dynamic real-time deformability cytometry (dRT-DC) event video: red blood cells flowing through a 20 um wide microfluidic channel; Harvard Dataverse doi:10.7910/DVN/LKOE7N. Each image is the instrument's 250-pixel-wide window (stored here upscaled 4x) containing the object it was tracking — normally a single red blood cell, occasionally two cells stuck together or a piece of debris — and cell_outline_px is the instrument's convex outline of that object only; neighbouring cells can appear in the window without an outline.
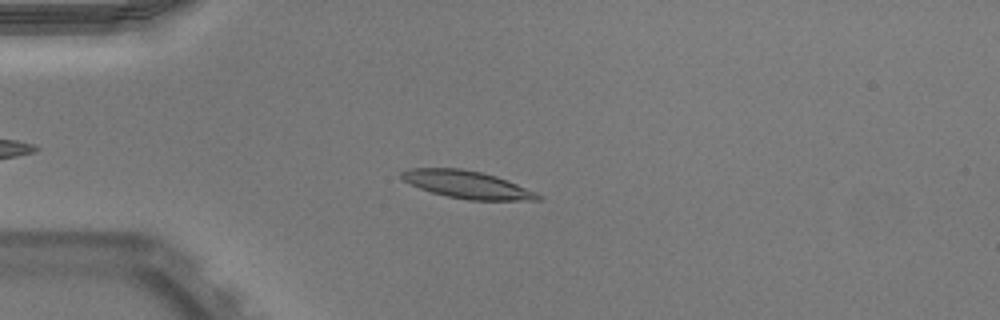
{"species": "Egyptian fruit bat (a non-hibernating species)", "species_latin": "Rousettus aegyptiacus", "temperature_condition": "warm", "stored_images_in_passage": 32, "camera_frame_rate_fps": 3000, "um_per_image_px": 0.085, "animal": {"sex": "male"}, "frame": {"image": 1, "passage_image": 1, "time_ms": 0.0, "image_size_px": [1000, 320], "cell_outline_px": [[544, 200], [468, 200], [448, 196], [432, 192], [420, 188], [404, 180], [400, 176], [400, 172], [412, 168], [460, 168], [480, 172], [496, 176], [536, 192], [544, 196]], "centroid_in_image_um": [39.74, 15.69], "position_along_channel_um": 45.3, "area_um2": 21.68}}
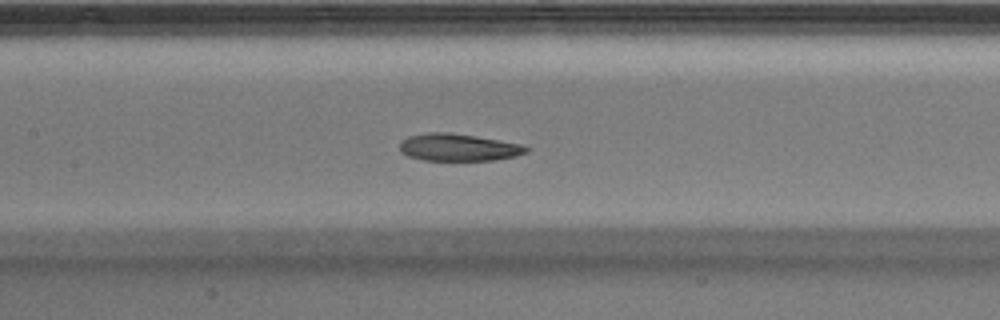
{"frame": {"image": 2, "passage_image": 12, "time_ms": 3.667, "image_size_px": [1000, 320], "cell_outline_px": [[528, 152], [516, 156], [496, 160], [424, 160], [408, 156], [400, 152], [400, 140], [408, 136], [428, 132], [448, 132], [476, 136], [520, 144], [528, 148]], "centroid_in_image_um": [38.93, 12.52], "position_along_channel_um": 168.5, "area_um2": 20.11}}
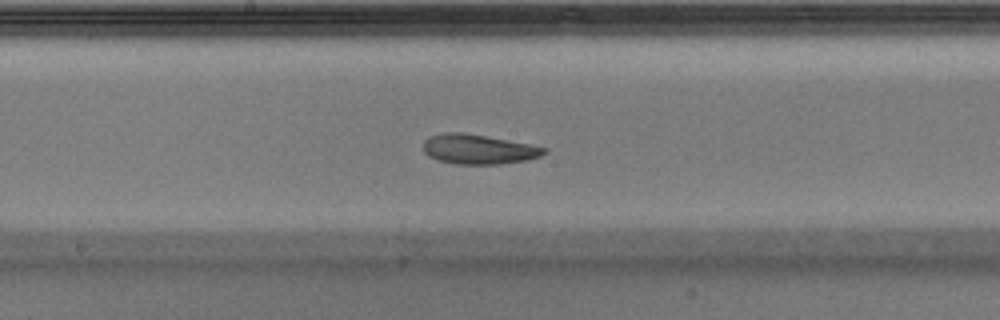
{"frame": {"image": 3, "passage_image": 15, "time_ms": 4.667, "image_size_px": [1000, 320], "cell_outline_px": [[548, 152], [540, 156], [528, 160], [500, 164], [456, 164], [436, 160], [428, 156], [424, 152], [424, 140], [428, 136], [444, 132], [464, 132], [528, 144], [548, 148]], "centroid_in_image_um": [40.65, 12.69], "position_along_channel_um": 207.6, "area_um2": 21.04}, "authors_computed_cell_mechanics": {"area_um2": 21.0681, "velocity_mm_per_s": 3.9327, "shape_relaxation_time_tau1_ms": 2.5699, "shape_relaxation_time_tau2_ms": 3.2124, "deformation_change_tau1": 0.1281, "deformation_change_tau2": 0.0783}}